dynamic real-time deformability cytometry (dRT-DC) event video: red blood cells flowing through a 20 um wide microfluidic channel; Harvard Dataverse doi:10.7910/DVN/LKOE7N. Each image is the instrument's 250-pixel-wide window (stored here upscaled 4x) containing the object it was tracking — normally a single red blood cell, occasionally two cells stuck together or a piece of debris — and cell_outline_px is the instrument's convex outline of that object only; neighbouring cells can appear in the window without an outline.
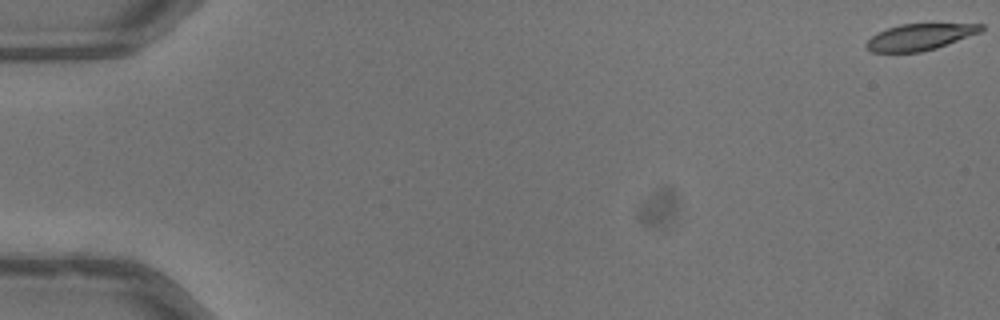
{"species": "common noctule bat (a hibernating species)", "species_latin": "Nyctalus noctula", "temperature_condition": "warm", "stored_images_in_passage": 7, "camera_frame_rate_fps": 3000, "um_per_image_px": 0.085, "animal": {"sex": "male", "body_mass_g": 13.3}, "frame": {"image": 1, "passage_image": 1, "time_ms": 0.0, "image_size_px": [1000, 320], "cell_outline_px": [[984, 28], [980, 32], [936, 48], [920, 52], [872, 52], [864, 44], [876, 32], [900, 24], [984, 24]], "centroid_in_image_um": [78.15, 3.14], "position_along_channel_um": 6.8, "area_um2": 17.46}}